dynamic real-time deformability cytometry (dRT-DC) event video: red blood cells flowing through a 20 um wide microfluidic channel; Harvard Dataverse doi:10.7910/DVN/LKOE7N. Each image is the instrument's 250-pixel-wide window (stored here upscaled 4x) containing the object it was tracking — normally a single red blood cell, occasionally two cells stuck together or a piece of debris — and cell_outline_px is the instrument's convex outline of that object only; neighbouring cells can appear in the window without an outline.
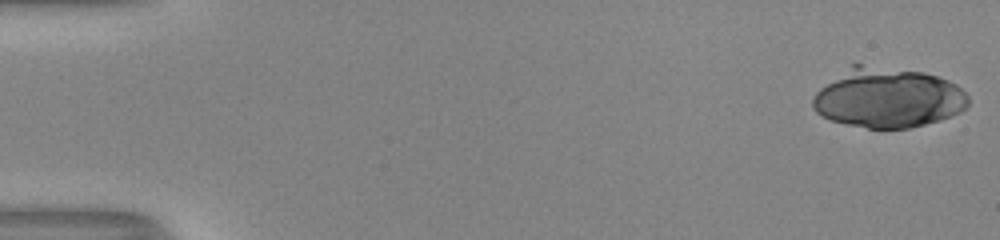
{"species": "human", "species_latin": "Homo sapiens", "temperature_condition": "room temperature", "stored_images_in_passage": 52, "camera_frame_rate_fps": 3000, "um_per_image_px": 0.085, "donor": {"sex": "male"}, "frame": {"image": 1, "passage_image": 1, "time_ms": 0.0, "image_size_px": [1000, 240], "cell_outline_px": [[968, 104], [960, 112], [952, 116], [940, 120], [908, 128], [868, 128], [848, 124], [832, 120], [816, 112], [812, 108], [812, 100], [816, 92], [820, 88], [852, 64], [860, 64], [924, 72], [948, 80], [956, 84], [968, 96]], "centroid_in_image_um": [75.48, 8.31], "position_along_channel_um": 9.5, "area_um2": 53.81}}
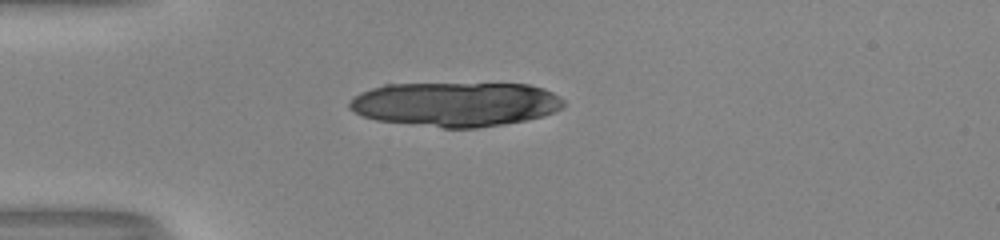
{"frame": {"image": 2, "passage_image": 15, "time_ms": 4.667, "image_size_px": [1000, 240], "cell_outline_px": [[564, 108], [540, 116], [524, 120], [476, 128], [444, 128], [376, 120], [364, 116], [348, 108], [348, 104], [352, 96], [360, 92], [384, 84], [528, 84], [544, 88], [560, 96], [564, 100]], "centroid_in_image_um": [38.7, 8.85], "position_along_channel_um": 46.3, "area_um2": 55.37}}